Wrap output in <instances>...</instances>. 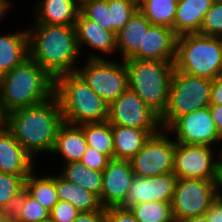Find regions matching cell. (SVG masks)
<instances>
[{
  "mask_svg": "<svg viewBox=\"0 0 222 222\" xmlns=\"http://www.w3.org/2000/svg\"><path fill=\"white\" fill-rule=\"evenodd\" d=\"M105 222H137L129 209L108 207L105 212Z\"/></svg>",
  "mask_w": 222,
  "mask_h": 222,
  "instance_id": "74e56055",
  "label": "cell"
},
{
  "mask_svg": "<svg viewBox=\"0 0 222 222\" xmlns=\"http://www.w3.org/2000/svg\"><path fill=\"white\" fill-rule=\"evenodd\" d=\"M79 214L69 202L59 200L51 209L49 218L52 222H73Z\"/></svg>",
  "mask_w": 222,
  "mask_h": 222,
  "instance_id": "d590c367",
  "label": "cell"
},
{
  "mask_svg": "<svg viewBox=\"0 0 222 222\" xmlns=\"http://www.w3.org/2000/svg\"><path fill=\"white\" fill-rule=\"evenodd\" d=\"M109 160L110 159L106 155L95 148L87 146L80 162L89 169L103 171Z\"/></svg>",
  "mask_w": 222,
  "mask_h": 222,
  "instance_id": "8d00e7d4",
  "label": "cell"
},
{
  "mask_svg": "<svg viewBox=\"0 0 222 222\" xmlns=\"http://www.w3.org/2000/svg\"><path fill=\"white\" fill-rule=\"evenodd\" d=\"M216 155H218L217 158H219V160L222 161V148L220 149V152H218V154Z\"/></svg>",
  "mask_w": 222,
  "mask_h": 222,
  "instance_id": "7dc6e473",
  "label": "cell"
},
{
  "mask_svg": "<svg viewBox=\"0 0 222 222\" xmlns=\"http://www.w3.org/2000/svg\"><path fill=\"white\" fill-rule=\"evenodd\" d=\"M209 110L214 120L215 127L222 136V105L210 104Z\"/></svg>",
  "mask_w": 222,
  "mask_h": 222,
  "instance_id": "b9f144b4",
  "label": "cell"
},
{
  "mask_svg": "<svg viewBox=\"0 0 222 222\" xmlns=\"http://www.w3.org/2000/svg\"><path fill=\"white\" fill-rule=\"evenodd\" d=\"M8 129V111L0 98V132Z\"/></svg>",
  "mask_w": 222,
  "mask_h": 222,
  "instance_id": "7bdbcfd3",
  "label": "cell"
},
{
  "mask_svg": "<svg viewBox=\"0 0 222 222\" xmlns=\"http://www.w3.org/2000/svg\"><path fill=\"white\" fill-rule=\"evenodd\" d=\"M199 34L222 38V1H214L207 11Z\"/></svg>",
  "mask_w": 222,
  "mask_h": 222,
  "instance_id": "e575fe53",
  "label": "cell"
},
{
  "mask_svg": "<svg viewBox=\"0 0 222 222\" xmlns=\"http://www.w3.org/2000/svg\"><path fill=\"white\" fill-rule=\"evenodd\" d=\"M178 35L173 29L151 25L144 33L143 48L131 57L140 60L175 62Z\"/></svg>",
  "mask_w": 222,
  "mask_h": 222,
  "instance_id": "2e32d148",
  "label": "cell"
},
{
  "mask_svg": "<svg viewBox=\"0 0 222 222\" xmlns=\"http://www.w3.org/2000/svg\"><path fill=\"white\" fill-rule=\"evenodd\" d=\"M107 121L111 125L144 129L151 135L163 129L160 116L129 88L109 105Z\"/></svg>",
  "mask_w": 222,
  "mask_h": 222,
  "instance_id": "7c38bea8",
  "label": "cell"
},
{
  "mask_svg": "<svg viewBox=\"0 0 222 222\" xmlns=\"http://www.w3.org/2000/svg\"><path fill=\"white\" fill-rule=\"evenodd\" d=\"M53 95L54 79L30 57L0 77V98L8 112L39 104Z\"/></svg>",
  "mask_w": 222,
  "mask_h": 222,
  "instance_id": "3957f363",
  "label": "cell"
},
{
  "mask_svg": "<svg viewBox=\"0 0 222 222\" xmlns=\"http://www.w3.org/2000/svg\"><path fill=\"white\" fill-rule=\"evenodd\" d=\"M114 159L131 160L151 134L144 129L112 125Z\"/></svg>",
  "mask_w": 222,
  "mask_h": 222,
  "instance_id": "cb8c5ba5",
  "label": "cell"
},
{
  "mask_svg": "<svg viewBox=\"0 0 222 222\" xmlns=\"http://www.w3.org/2000/svg\"><path fill=\"white\" fill-rule=\"evenodd\" d=\"M11 4L10 0H0V20H2L9 9L12 8L13 4Z\"/></svg>",
  "mask_w": 222,
  "mask_h": 222,
  "instance_id": "ee69618b",
  "label": "cell"
},
{
  "mask_svg": "<svg viewBox=\"0 0 222 222\" xmlns=\"http://www.w3.org/2000/svg\"><path fill=\"white\" fill-rule=\"evenodd\" d=\"M166 131L173 133L175 142L180 144L222 145L209 107L179 117Z\"/></svg>",
  "mask_w": 222,
  "mask_h": 222,
  "instance_id": "4fadbf2b",
  "label": "cell"
},
{
  "mask_svg": "<svg viewBox=\"0 0 222 222\" xmlns=\"http://www.w3.org/2000/svg\"><path fill=\"white\" fill-rule=\"evenodd\" d=\"M27 33L29 57L53 79L77 71L81 52L75 26L34 24Z\"/></svg>",
  "mask_w": 222,
  "mask_h": 222,
  "instance_id": "7a4b0ae2",
  "label": "cell"
},
{
  "mask_svg": "<svg viewBox=\"0 0 222 222\" xmlns=\"http://www.w3.org/2000/svg\"><path fill=\"white\" fill-rule=\"evenodd\" d=\"M128 88L160 117L166 110L174 63L157 60H124Z\"/></svg>",
  "mask_w": 222,
  "mask_h": 222,
  "instance_id": "5b68a950",
  "label": "cell"
},
{
  "mask_svg": "<svg viewBox=\"0 0 222 222\" xmlns=\"http://www.w3.org/2000/svg\"><path fill=\"white\" fill-rule=\"evenodd\" d=\"M221 183L222 179L177 178L171 201L174 220L204 215L221 194Z\"/></svg>",
  "mask_w": 222,
  "mask_h": 222,
  "instance_id": "9c48e42d",
  "label": "cell"
},
{
  "mask_svg": "<svg viewBox=\"0 0 222 222\" xmlns=\"http://www.w3.org/2000/svg\"><path fill=\"white\" fill-rule=\"evenodd\" d=\"M174 68L209 80L222 76V38L199 33L178 36Z\"/></svg>",
  "mask_w": 222,
  "mask_h": 222,
  "instance_id": "8992f818",
  "label": "cell"
},
{
  "mask_svg": "<svg viewBox=\"0 0 222 222\" xmlns=\"http://www.w3.org/2000/svg\"><path fill=\"white\" fill-rule=\"evenodd\" d=\"M212 147L176 142L173 173L177 178L222 179L220 160L215 159Z\"/></svg>",
  "mask_w": 222,
  "mask_h": 222,
  "instance_id": "30bf717a",
  "label": "cell"
},
{
  "mask_svg": "<svg viewBox=\"0 0 222 222\" xmlns=\"http://www.w3.org/2000/svg\"><path fill=\"white\" fill-rule=\"evenodd\" d=\"M107 6L110 11V25H113V33L115 34L138 10V3L134 0H107Z\"/></svg>",
  "mask_w": 222,
  "mask_h": 222,
  "instance_id": "d6a6232c",
  "label": "cell"
},
{
  "mask_svg": "<svg viewBox=\"0 0 222 222\" xmlns=\"http://www.w3.org/2000/svg\"><path fill=\"white\" fill-rule=\"evenodd\" d=\"M75 30L77 42L82 54V48L87 45L94 51L102 54L110 55L117 54L116 34L106 31L97 22L86 18L79 12L75 22ZM116 51V52H115Z\"/></svg>",
  "mask_w": 222,
  "mask_h": 222,
  "instance_id": "ac0fdd59",
  "label": "cell"
},
{
  "mask_svg": "<svg viewBox=\"0 0 222 222\" xmlns=\"http://www.w3.org/2000/svg\"><path fill=\"white\" fill-rule=\"evenodd\" d=\"M177 177L173 172L151 177L134 176L125 201L119 206L130 209L143 202L171 203Z\"/></svg>",
  "mask_w": 222,
  "mask_h": 222,
  "instance_id": "5bb4252c",
  "label": "cell"
},
{
  "mask_svg": "<svg viewBox=\"0 0 222 222\" xmlns=\"http://www.w3.org/2000/svg\"><path fill=\"white\" fill-rule=\"evenodd\" d=\"M54 95L65 123L81 125L108 119L109 105L77 72L57 76L54 79Z\"/></svg>",
  "mask_w": 222,
  "mask_h": 222,
  "instance_id": "277c9868",
  "label": "cell"
},
{
  "mask_svg": "<svg viewBox=\"0 0 222 222\" xmlns=\"http://www.w3.org/2000/svg\"><path fill=\"white\" fill-rule=\"evenodd\" d=\"M55 188L60 201L69 202L80 213L98 211L102 208L99 197L83 187L54 175Z\"/></svg>",
  "mask_w": 222,
  "mask_h": 222,
  "instance_id": "d4e9b609",
  "label": "cell"
},
{
  "mask_svg": "<svg viewBox=\"0 0 222 222\" xmlns=\"http://www.w3.org/2000/svg\"><path fill=\"white\" fill-rule=\"evenodd\" d=\"M134 176L130 160L110 159L102 171L101 206L119 207L127 197Z\"/></svg>",
  "mask_w": 222,
  "mask_h": 222,
  "instance_id": "9a60e30c",
  "label": "cell"
},
{
  "mask_svg": "<svg viewBox=\"0 0 222 222\" xmlns=\"http://www.w3.org/2000/svg\"><path fill=\"white\" fill-rule=\"evenodd\" d=\"M212 80L192 76L174 68L169 90L168 105L160 117L167 130L179 117L210 106Z\"/></svg>",
  "mask_w": 222,
  "mask_h": 222,
  "instance_id": "52a82bcc",
  "label": "cell"
},
{
  "mask_svg": "<svg viewBox=\"0 0 222 222\" xmlns=\"http://www.w3.org/2000/svg\"><path fill=\"white\" fill-rule=\"evenodd\" d=\"M86 148L87 143L82 128L79 125L63 122L58 128L51 155L52 153L59 155L64 163L78 162Z\"/></svg>",
  "mask_w": 222,
  "mask_h": 222,
  "instance_id": "ffe728a7",
  "label": "cell"
},
{
  "mask_svg": "<svg viewBox=\"0 0 222 222\" xmlns=\"http://www.w3.org/2000/svg\"><path fill=\"white\" fill-rule=\"evenodd\" d=\"M34 160L8 129L0 132V173L29 175L35 169Z\"/></svg>",
  "mask_w": 222,
  "mask_h": 222,
  "instance_id": "e0dca14e",
  "label": "cell"
},
{
  "mask_svg": "<svg viewBox=\"0 0 222 222\" xmlns=\"http://www.w3.org/2000/svg\"><path fill=\"white\" fill-rule=\"evenodd\" d=\"M177 0H141L138 10L152 25L174 27Z\"/></svg>",
  "mask_w": 222,
  "mask_h": 222,
  "instance_id": "f1b7e54d",
  "label": "cell"
},
{
  "mask_svg": "<svg viewBox=\"0 0 222 222\" xmlns=\"http://www.w3.org/2000/svg\"><path fill=\"white\" fill-rule=\"evenodd\" d=\"M151 25V22L137 10L116 34L117 52L121 53L123 61L131 58L139 48H143L144 33Z\"/></svg>",
  "mask_w": 222,
  "mask_h": 222,
  "instance_id": "7402d4cb",
  "label": "cell"
},
{
  "mask_svg": "<svg viewBox=\"0 0 222 222\" xmlns=\"http://www.w3.org/2000/svg\"><path fill=\"white\" fill-rule=\"evenodd\" d=\"M28 175L0 173V209L12 213Z\"/></svg>",
  "mask_w": 222,
  "mask_h": 222,
  "instance_id": "1f68e13d",
  "label": "cell"
},
{
  "mask_svg": "<svg viewBox=\"0 0 222 222\" xmlns=\"http://www.w3.org/2000/svg\"><path fill=\"white\" fill-rule=\"evenodd\" d=\"M171 138L165 129L151 135L130 160L134 175L151 177L173 172L176 142Z\"/></svg>",
  "mask_w": 222,
  "mask_h": 222,
  "instance_id": "8fae6325",
  "label": "cell"
},
{
  "mask_svg": "<svg viewBox=\"0 0 222 222\" xmlns=\"http://www.w3.org/2000/svg\"><path fill=\"white\" fill-rule=\"evenodd\" d=\"M0 222H12L11 212L0 209Z\"/></svg>",
  "mask_w": 222,
  "mask_h": 222,
  "instance_id": "bcb514c9",
  "label": "cell"
},
{
  "mask_svg": "<svg viewBox=\"0 0 222 222\" xmlns=\"http://www.w3.org/2000/svg\"><path fill=\"white\" fill-rule=\"evenodd\" d=\"M59 175L65 180L83 187L98 197L102 188V171L92 170L80 161L63 163Z\"/></svg>",
  "mask_w": 222,
  "mask_h": 222,
  "instance_id": "484cf974",
  "label": "cell"
},
{
  "mask_svg": "<svg viewBox=\"0 0 222 222\" xmlns=\"http://www.w3.org/2000/svg\"><path fill=\"white\" fill-rule=\"evenodd\" d=\"M63 123L57 98L8 112V130L34 158L51 153L59 126Z\"/></svg>",
  "mask_w": 222,
  "mask_h": 222,
  "instance_id": "6da1fadb",
  "label": "cell"
},
{
  "mask_svg": "<svg viewBox=\"0 0 222 222\" xmlns=\"http://www.w3.org/2000/svg\"><path fill=\"white\" fill-rule=\"evenodd\" d=\"M205 215L209 222H222V193L211 204Z\"/></svg>",
  "mask_w": 222,
  "mask_h": 222,
  "instance_id": "f35d334b",
  "label": "cell"
},
{
  "mask_svg": "<svg viewBox=\"0 0 222 222\" xmlns=\"http://www.w3.org/2000/svg\"><path fill=\"white\" fill-rule=\"evenodd\" d=\"M214 0H179L173 31L178 35L199 33L204 16Z\"/></svg>",
  "mask_w": 222,
  "mask_h": 222,
  "instance_id": "44dd1931",
  "label": "cell"
},
{
  "mask_svg": "<svg viewBox=\"0 0 222 222\" xmlns=\"http://www.w3.org/2000/svg\"><path fill=\"white\" fill-rule=\"evenodd\" d=\"M80 12L86 18L97 22L106 31L113 33L107 0H84L80 3Z\"/></svg>",
  "mask_w": 222,
  "mask_h": 222,
  "instance_id": "836d02e7",
  "label": "cell"
},
{
  "mask_svg": "<svg viewBox=\"0 0 222 222\" xmlns=\"http://www.w3.org/2000/svg\"><path fill=\"white\" fill-rule=\"evenodd\" d=\"M35 175L34 169L24 181V190L50 212L59 201L55 188L54 174L45 177Z\"/></svg>",
  "mask_w": 222,
  "mask_h": 222,
  "instance_id": "4316f807",
  "label": "cell"
},
{
  "mask_svg": "<svg viewBox=\"0 0 222 222\" xmlns=\"http://www.w3.org/2000/svg\"><path fill=\"white\" fill-rule=\"evenodd\" d=\"M137 222H175L169 202H143L129 209Z\"/></svg>",
  "mask_w": 222,
  "mask_h": 222,
  "instance_id": "4dcf8cb0",
  "label": "cell"
},
{
  "mask_svg": "<svg viewBox=\"0 0 222 222\" xmlns=\"http://www.w3.org/2000/svg\"><path fill=\"white\" fill-rule=\"evenodd\" d=\"M87 57L86 64L78 67L76 72L101 99L110 105L128 89V70L125 62L107 59L108 57L97 55L96 52Z\"/></svg>",
  "mask_w": 222,
  "mask_h": 222,
  "instance_id": "ba28073f",
  "label": "cell"
},
{
  "mask_svg": "<svg viewBox=\"0 0 222 222\" xmlns=\"http://www.w3.org/2000/svg\"><path fill=\"white\" fill-rule=\"evenodd\" d=\"M175 222H209L208 218L206 217V215H199L196 217H190V218H186L180 221H175Z\"/></svg>",
  "mask_w": 222,
  "mask_h": 222,
  "instance_id": "f6af8a7d",
  "label": "cell"
},
{
  "mask_svg": "<svg viewBox=\"0 0 222 222\" xmlns=\"http://www.w3.org/2000/svg\"><path fill=\"white\" fill-rule=\"evenodd\" d=\"M79 126L83 130L87 146L95 148L109 159H114L112 125L107 120Z\"/></svg>",
  "mask_w": 222,
  "mask_h": 222,
  "instance_id": "83f0119b",
  "label": "cell"
},
{
  "mask_svg": "<svg viewBox=\"0 0 222 222\" xmlns=\"http://www.w3.org/2000/svg\"><path fill=\"white\" fill-rule=\"evenodd\" d=\"M34 24L75 26L80 12V3L76 0H36Z\"/></svg>",
  "mask_w": 222,
  "mask_h": 222,
  "instance_id": "d6986e66",
  "label": "cell"
},
{
  "mask_svg": "<svg viewBox=\"0 0 222 222\" xmlns=\"http://www.w3.org/2000/svg\"><path fill=\"white\" fill-rule=\"evenodd\" d=\"M39 222H52V221L50 220V218H48V219H46V220L39 221Z\"/></svg>",
  "mask_w": 222,
  "mask_h": 222,
  "instance_id": "c3c4849f",
  "label": "cell"
},
{
  "mask_svg": "<svg viewBox=\"0 0 222 222\" xmlns=\"http://www.w3.org/2000/svg\"><path fill=\"white\" fill-rule=\"evenodd\" d=\"M106 208L98 211L80 213L73 222H105Z\"/></svg>",
  "mask_w": 222,
  "mask_h": 222,
  "instance_id": "ab89813d",
  "label": "cell"
},
{
  "mask_svg": "<svg viewBox=\"0 0 222 222\" xmlns=\"http://www.w3.org/2000/svg\"><path fill=\"white\" fill-rule=\"evenodd\" d=\"M50 212L25 190L20 194L11 213L12 222H39L49 218Z\"/></svg>",
  "mask_w": 222,
  "mask_h": 222,
  "instance_id": "f546056e",
  "label": "cell"
},
{
  "mask_svg": "<svg viewBox=\"0 0 222 222\" xmlns=\"http://www.w3.org/2000/svg\"><path fill=\"white\" fill-rule=\"evenodd\" d=\"M210 101L211 104L222 105V76L212 80Z\"/></svg>",
  "mask_w": 222,
  "mask_h": 222,
  "instance_id": "60d3db41",
  "label": "cell"
},
{
  "mask_svg": "<svg viewBox=\"0 0 222 222\" xmlns=\"http://www.w3.org/2000/svg\"><path fill=\"white\" fill-rule=\"evenodd\" d=\"M29 58V40L26 30L0 36V77Z\"/></svg>",
  "mask_w": 222,
  "mask_h": 222,
  "instance_id": "603a6c76",
  "label": "cell"
}]
</instances>
